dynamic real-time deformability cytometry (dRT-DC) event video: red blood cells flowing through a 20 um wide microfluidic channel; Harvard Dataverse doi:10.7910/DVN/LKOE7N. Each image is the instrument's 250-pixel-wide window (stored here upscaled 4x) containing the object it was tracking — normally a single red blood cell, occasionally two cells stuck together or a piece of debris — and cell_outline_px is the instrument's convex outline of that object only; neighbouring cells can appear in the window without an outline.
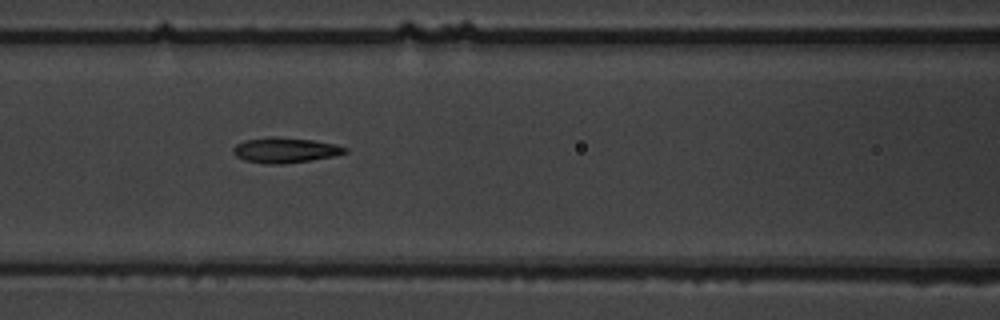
{"species": "common noctule bat (a hibernating species)", "species_latin": "Nyctalus noctula", "temperature_condition": "warm", "stored_images_in_passage": 9, "camera_frame_rate_fps": 3000, "um_per_image_px": 0.085, "animal": {"sex": "male", "body_mass_g": 19.5, "forearm_length_mm": 54.6}, "frame": {"image": 1, "passage_image": 6, "time_ms": 5.667, "image_size_px": [1000, 320], "cell_outline_px": [[348, 152], [336, 156], [312, 160], [284, 164], [264, 164], [244, 160], [236, 156], [232, 152], [232, 148], [236, 144], [244, 140], [268, 136], [272, 136], [312, 140], [336, 144], [348, 148]], "centroid_in_image_um": [24.23, 12.76], "position_along_channel_um": 142.4, "area_um2": 16.76}}
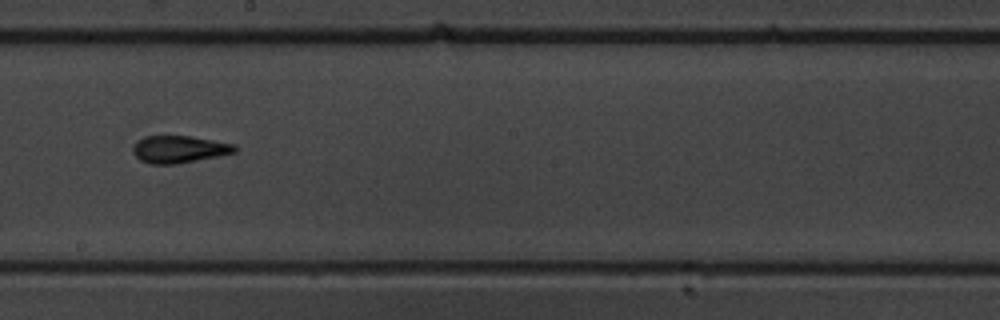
{"frame": {"image": 2, "passage_image": 8, "time_ms": 8.333, "image_size_px": [1000, 320], "cell_outline_px": [[236, 152], [176, 164], [152, 164], [140, 160], [132, 152], [132, 148], [144, 136], [188, 136], [236, 144]], "centroid_in_image_um": [15.22, 12.69], "position_along_channel_um": 233.0, "area_um2": 15.9}}
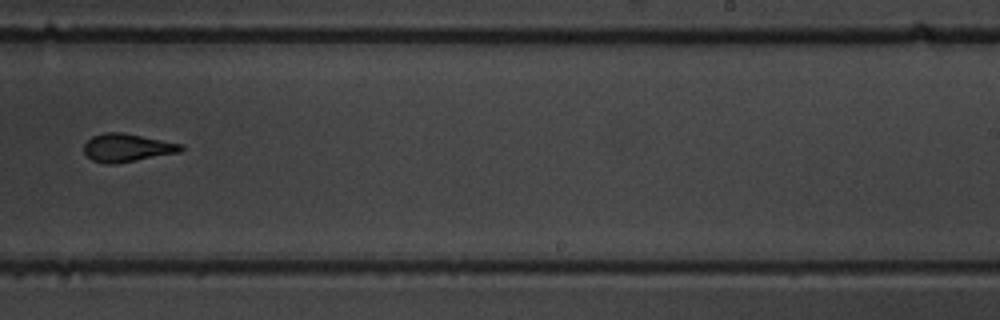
{"frame": {"image": 3, "passage_image": 9, "time_ms": 9.667, "image_size_px": [1000, 320], "cell_outline_px": [[184, 148], [180, 152], [116, 164], [104, 164], [92, 160], [84, 152], [84, 144], [92, 136], [104, 132], [120, 132], [184, 144]], "centroid_in_image_um": [10.8, 12.56], "position_along_channel_um": 278.2, "area_um2": 15.9}}